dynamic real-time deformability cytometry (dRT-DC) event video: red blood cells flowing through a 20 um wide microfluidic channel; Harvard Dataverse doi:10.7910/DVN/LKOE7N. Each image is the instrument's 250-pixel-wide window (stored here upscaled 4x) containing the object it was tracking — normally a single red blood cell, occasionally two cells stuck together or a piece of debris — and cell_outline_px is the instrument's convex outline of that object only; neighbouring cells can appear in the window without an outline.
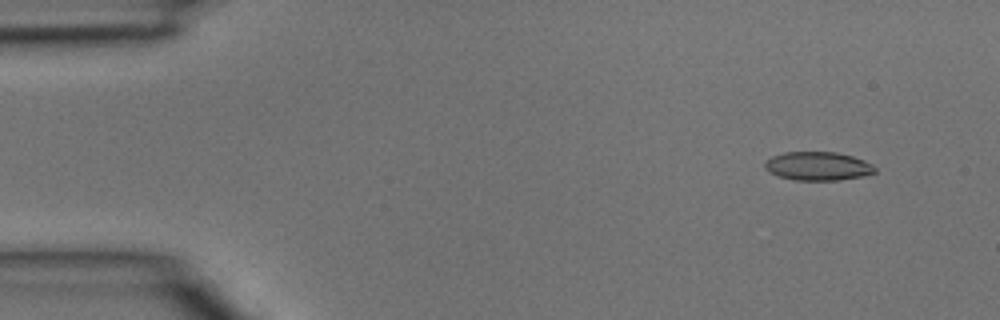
{"species": "common noctule bat (a hibernating species)", "species_latin": "Nyctalus noctula", "temperature_condition": "room temperature", "stored_images_in_passage": 3, "camera_frame_rate_fps": 3000, "um_per_image_px": 0.085, "animal": {"sex": "male", "body_mass_g": 15.6}, "frame": {"image": 1, "passage_image": 1, "time_ms": 0.0, "image_size_px": [1000, 320], "cell_outline_px": [[876, 172], [864, 176], [840, 180], [792, 180], [768, 172], [764, 168], [764, 164], [772, 156], [784, 152], [836, 152], [852, 156], [864, 160], [872, 164], [876, 168]], "centroid_in_image_um": [69.53, 14.12], "position_along_channel_um": 15.5, "area_um2": 18.44}}
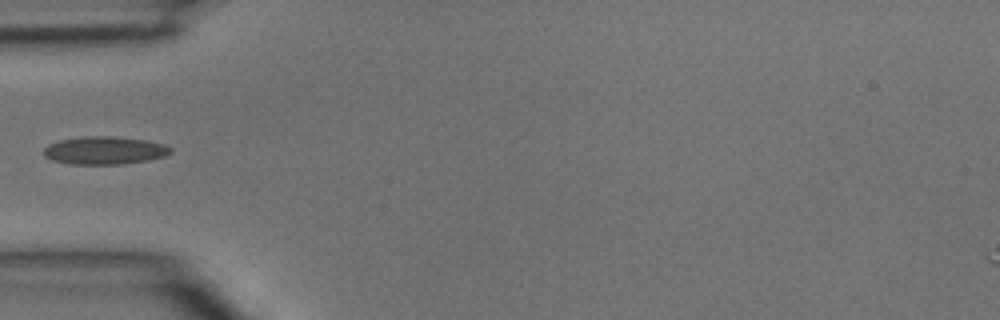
{"frame": {"image": 2, "passage_image": 3, "time_ms": 0.667, "image_size_px": [1000, 320], "cell_outline_px": [[172, 152], [164, 156], [148, 160], [124, 164], [68, 164], [52, 160], [44, 156], [44, 148], [48, 144], [60, 140], [80, 136], [112, 136], [148, 140], [164, 144], [172, 148]], "centroid_in_image_um": [8.89, 12.78], "position_along_channel_um": 76.1, "area_um2": 20.81}}